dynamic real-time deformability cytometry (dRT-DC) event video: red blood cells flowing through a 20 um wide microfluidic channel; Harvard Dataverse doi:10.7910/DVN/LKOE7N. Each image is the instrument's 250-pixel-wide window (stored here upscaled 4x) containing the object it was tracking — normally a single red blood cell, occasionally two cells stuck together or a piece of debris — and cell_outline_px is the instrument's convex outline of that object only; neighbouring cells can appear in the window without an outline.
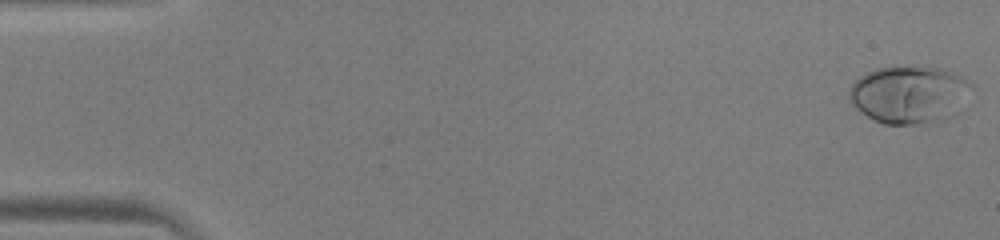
{"species": "human", "species_latin": "Homo sapiens", "temperature_condition": "warm", "stored_images_in_passage": 51, "camera_frame_rate_fps": 3000, "um_per_image_px": 0.085, "donor": {"sex": "male"}, "frame": {"image": 1, "passage_image": 1, "time_ms": 0.0, "image_size_px": [1000, 240], "cell_outline_px": [[972, 84], [960, 112], [944, 120], [916, 124], [884, 124], [860, 112], [852, 104], [848, 96], [848, 92], [852, 84], [860, 76], [876, 68], [892, 64], [940, 68], [960, 76]], "centroid_in_image_um": [77.27, 8.02], "position_along_channel_um": 7.7, "area_um2": 41.5}}
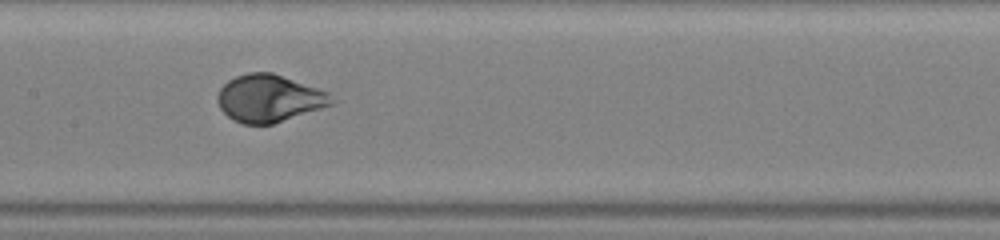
{"frame": {"image": 2, "passage_image": 26, "time_ms": 8.333, "image_size_px": [1000, 240], "cell_outline_px": [[332, 104], [272, 124], [244, 124], [228, 116], [220, 108], [216, 100], [216, 96], [220, 88], [228, 80], [236, 76], [248, 72], [272, 72], [328, 92]], "centroid_in_image_um": [22.81, 8.34], "position_along_channel_um": 184.6, "area_um2": 30.92}}
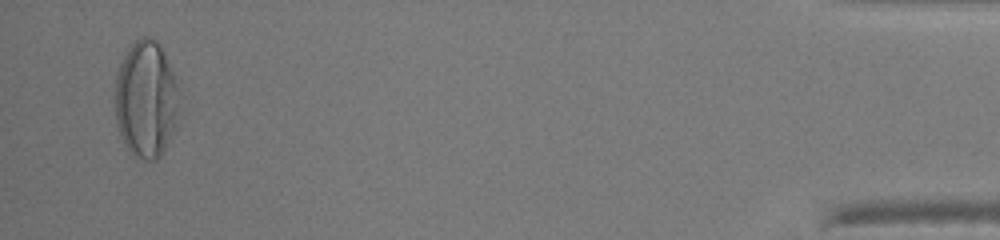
{"frame": {"image": 3, "passage_image": 50, "time_ms": 16.333, "image_size_px": [1000, 240], "cell_outline_px": [[180, 116], [164, 152], [156, 160], [144, 160], [136, 156], [124, 144], [116, 120], [116, 76], [124, 52], [136, 40], [144, 36], [152, 36], [160, 44], [172, 72], [176, 84]], "centroid_in_image_um": [12.43, 8.44], "position_along_channel_um": 422.8, "area_um2": 43.7}, "authors_computed_cell_mechanics": {"area_um2": 33.0616, "velocity_mm_per_s": 3.9945, "shape_relaxation_time_tau1_ms": 2.5456, "shape_relaxation_time_tau2_ms": null, "deformation_change_tau1": 0.2157, "deformation_change_tau2": null}}